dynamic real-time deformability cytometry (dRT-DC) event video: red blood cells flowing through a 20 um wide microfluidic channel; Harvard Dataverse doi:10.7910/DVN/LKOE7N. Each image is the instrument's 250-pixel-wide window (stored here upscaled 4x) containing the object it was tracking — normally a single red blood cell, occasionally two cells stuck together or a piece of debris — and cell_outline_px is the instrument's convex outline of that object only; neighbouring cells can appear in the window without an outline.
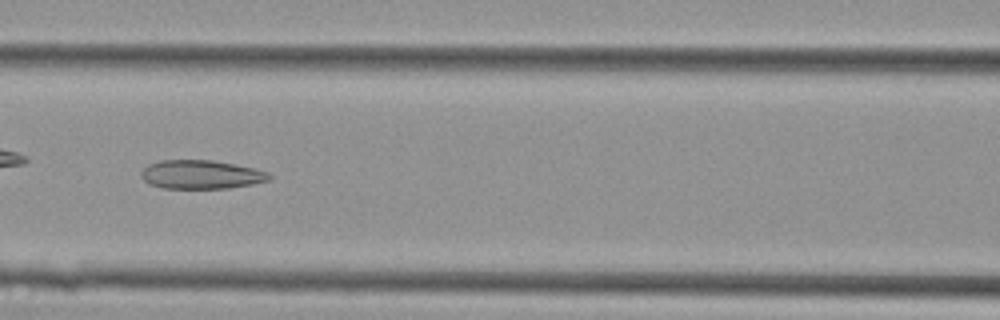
{"species": "Egyptian fruit bat (a non-hibernating species)", "species_latin": "Rousettus aegyptiacus", "temperature_condition": "cold", "stored_images_in_passage": 27, "camera_frame_rate_fps": 3000, "um_per_image_px": 0.085, "animal": {"sex": "female"}, "frame": {"image": 1, "passage_image": 8, "time_ms": 2.333, "image_size_px": [1000, 320], "cell_outline_px": [[272, 180], [252, 184], [228, 188], [164, 188], [148, 184], [140, 176], [140, 172], [148, 164], [160, 160], [212, 160], [256, 168], [268, 172], [272, 176]], "centroid_in_image_um": [17.11, 14.83], "position_along_channel_um": 149.5, "area_um2": 21.62}}